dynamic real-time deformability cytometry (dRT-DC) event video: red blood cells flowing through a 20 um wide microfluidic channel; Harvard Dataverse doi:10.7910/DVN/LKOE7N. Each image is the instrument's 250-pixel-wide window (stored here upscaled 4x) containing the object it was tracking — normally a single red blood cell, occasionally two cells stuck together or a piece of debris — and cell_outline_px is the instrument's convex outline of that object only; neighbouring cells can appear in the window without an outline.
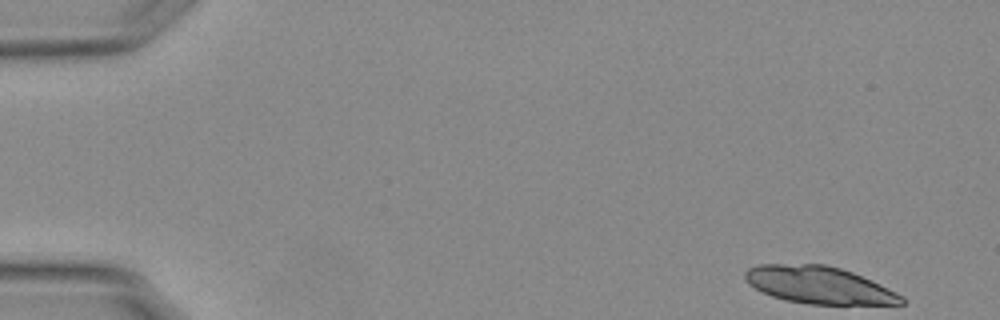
{"species": "Egyptian fruit bat (a non-hibernating species)", "species_latin": "Rousettus aegyptiacus", "temperature_condition": "warm", "stored_images_in_passage": 15, "camera_frame_rate_fps": 3000, "um_per_image_px": 0.085, "animal": {"sex": "female"}, "frame": {"image": 1, "passage_image": 1, "time_ms": 0.0, "image_size_px": [1000, 320], "cell_outline_px": [[904, 304], [808, 304], [784, 300], [772, 296], [748, 284], [744, 276], [744, 272], [748, 268], [760, 264], [824, 264], [840, 268], [852, 272], [896, 292], [904, 296]], "centroid_in_image_um": [69.58, 24.23], "position_along_channel_um": 15.4, "area_um2": 33.7}}